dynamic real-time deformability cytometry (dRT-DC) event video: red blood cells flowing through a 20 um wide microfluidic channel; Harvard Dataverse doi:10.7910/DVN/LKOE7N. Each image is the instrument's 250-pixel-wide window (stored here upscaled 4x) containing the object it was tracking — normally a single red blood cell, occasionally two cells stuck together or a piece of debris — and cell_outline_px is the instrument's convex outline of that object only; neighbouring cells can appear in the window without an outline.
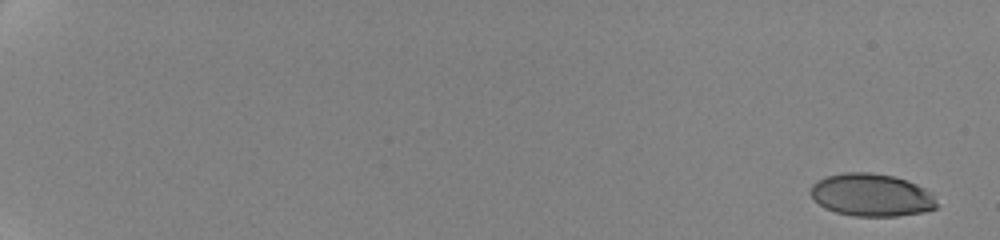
{"species": "human", "species_latin": "Homo sapiens", "temperature_condition": "cold", "stored_images_in_passage": 13, "camera_frame_rate_fps": 3000, "um_per_image_px": 0.085, "donor": {"sex": "female"}, "frame": {"image": 1, "passage_image": 1, "time_ms": 0.0, "image_size_px": [1000, 240], "cell_outline_px": [[936, 208], [924, 212], [896, 216], [856, 216], [836, 212], [824, 208], [812, 196], [812, 184], [824, 176], [844, 172], [868, 172], [892, 176], [916, 184], [932, 192], [936, 204]], "centroid_in_image_um": [74.07, 16.57], "position_along_channel_um": 10.9, "area_um2": 31.15}}
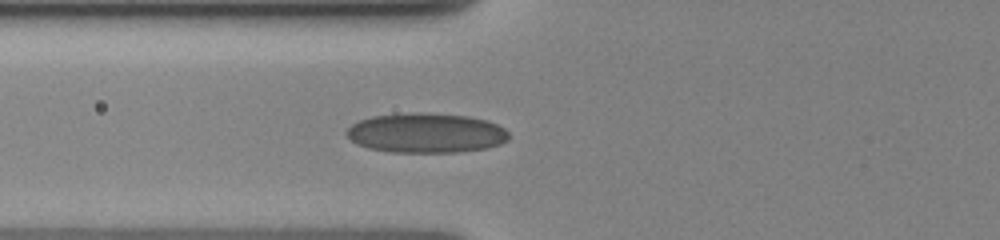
{"frame": {"image": 2, "passage_image": 10, "time_ms": 8.333, "image_size_px": [1000, 240], "cell_outline_px": [[508, 140], [500, 144], [488, 148], [456, 152], [392, 152], [368, 148], [356, 144], [344, 132], [352, 124], [360, 120], [372, 116], [420, 112], [468, 116], [488, 120], [504, 128], [508, 132]], "centroid_in_image_um": [36.22, 11.3], "position_along_channel_um": 89.6, "area_um2": 37.57}}
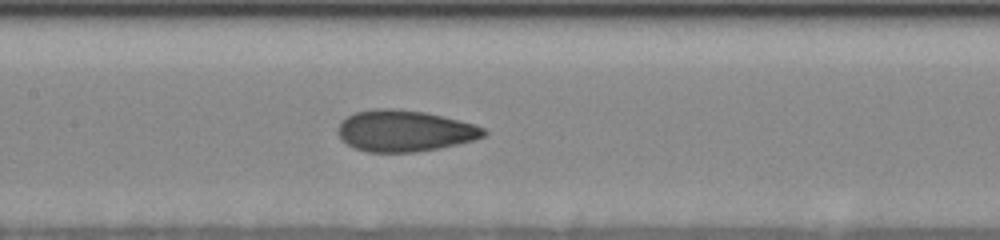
{"frame": {"image": 3, "passage_image": 13, "time_ms": 10.667, "image_size_px": [1000, 240], "cell_outline_px": [[488, 132], [484, 136], [472, 140], [440, 148], [416, 152], [368, 152], [356, 148], [340, 140], [340, 124], [348, 116], [356, 112], [372, 108], [392, 108], [424, 112], [472, 124], [484, 128]], "centroid_in_image_um": [34.38, 11.13], "position_along_channel_um": 173.0, "area_um2": 34.62}}